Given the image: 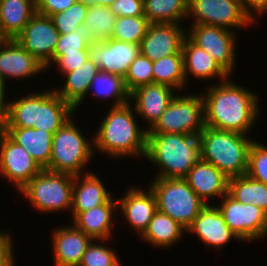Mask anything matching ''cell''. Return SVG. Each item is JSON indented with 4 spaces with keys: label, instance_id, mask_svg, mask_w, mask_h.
<instances>
[{
    "label": "cell",
    "instance_id": "cell-1",
    "mask_svg": "<svg viewBox=\"0 0 267 266\" xmlns=\"http://www.w3.org/2000/svg\"><path fill=\"white\" fill-rule=\"evenodd\" d=\"M208 88L202 93L205 126L249 135L261 112L257 94L230 77Z\"/></svg>",
    "mask_w": 267,
    "mask_h": 266
},
{
    "label": "cell",
    "instance_id": "cell-2",
    "mask_svg": "<svg viewBox=\"0 0 267 266\" xmlns=\"http://www.w3.org/2000/svg\"><path fill=\"white\" fill-rule=\"evenodd\" d=\"M109 110L94 135V151L98 149L114 159L145 158L148 131L137 125L132 104L112 106Z\"/></svg>",
    "mask_w": 267,
    "mask_h": 266
},
{
    "label": "cell",
    "instance_id": "cell-3",
    "mask_svg": "<svg viewBox=\"0 0 267 266\" xmlns=\"http://www.w3.org/2000/svg\"><path fill=\"white\" fill-rule=\"evenodd\" d=\"M145 158L160 168L155 178L184 179L201 159L199 137L190 134L147 133Z\"/></svg>",
    "mask_w": 267,
    "mask_h": 266
},
{
    "label": "cell",
    "instance_id": "cell-4",
    "mask_svg": "<svg viewBox=\"0 0 267 266\" xmlns=\"http://www.w3.org/2000/svg\"><path fill=\"white\" fill-rule=\"evenodd\" d=\"M198 137L201 160L214 165L227 178L247 173L248 151L254 141L250 136L205 126Z\"/></svg>",
    "mask_w": 267,
    "mask_h": 266
},
{
    "label": "cell",
    "instance_id": "cell-5",
    "mask_svg": "<svg viewBox=\"0 0 267 266\" xmlns=\"http://www.w3.org/2000/svg\"><path fill=\"white\" fill-rule=\"evenodd\" d=\"M72 117L53 134L52 152L46 170L78 176L93 156L94 143L88 142ZM83 171V172H82Z\"/></svg>",
    "mask_w": 267,
    "mask_h": 266
},
{
    "label": "cell",
    "instance_id": "cell-6",
    "mask_svg": "<svg viewBox=\"0 0 267 266\" xmlns=\"http://www.w3.org/2000/svg\"><path fill=\"white\" fill-rule=\"evenodd\" d=\"M157 210L168 215L187 230L206 206L184 179L155 178L149 186Z\"/></svg>",
    "mask_w": 267,
    "mask_h": 266
},
{
    "label": "cell",
    "instance_id": "cell-7",
    "mask_svg": "<svg viewBox=\"0 0 267 266\" xmlns=\"http://www.w3.org/2000/svg\"><path fill=\"white\" fill-rule=\"evenodd\" d=\"M74 176L43 169L21 190L29 204L41 213L72 208Z\"/></svg>",
    "mask_w": 267,
    "mask_h": 266
},
{
    "label": "cell",
    "instance_id": "cell-8",
    "mask_svg": "<svg viewBox=\"0 0 267 266\" xmlns=\"http://www.w3.org/2000/svg\"><path fill=\"white\" fill-rule=\"evenodd\" d=\"M178 95L148 133H175L198 136L205 128L202 94Z\"/></svg>",
    "mask_w": 267,
    "mask_h": 266
},
{
    "label": "cell",
    "instance_id": "cell-9",
    "mask_svg": "<svg viewBox=\"0 0 267 266\" xmlns=\"http://www.w3.org/2000/svg\"><path fill=\"white\" fill-rule=\"evenodd\" d=\"M187 17L193 19L192 24L219 26L232 31L254 24L241 0H189Z\"/></svg>",
    "mask_w": 267,
    "mask_h": 266
},
{
    "label": "cell",
    "instance_id": "cell-10",
    "mask_svg": "<svg viewBox=\"0 0 267 266\" xmlns=\"http://www.w3.org/2000/svg\"><path fill=\"white\" fill-rule=\"evenodd\" d=\"M215 205L230 230L240 241L264 239L267 235V213L253 204L237 202L228 193Z\"/></svg>",
    "mask_w": 267,
    "mask_h": 266
},
{
    "label": "cell",
    "instance_id": "cell-11",
    "mask_svg": "<svg viewBox=\"0 0 267 266\" xmlns=\"http://www.w3.org/2000/svg\"><path fill=\"white\" fill-rule=\"evenodd\" d=\"M186 36L198 47L204 49L231 77L235 68V31L224 27L192 24Z\"/></svg>",
    "mask_w": 267,
    "mask_h": 266
},
{
    "label": "cell",
    "instance_id": "cell-12",
    "mask_svg": "<svg viewBox=\"0 0 267 266\" xmlns=\"http://www.w3.org/2000/svg\"><path fill=\"white\" fill-rule=\"evenodd\" d=\"M60 38L51 17L36 13L15 38L46 69L52 66V57Z\"/></svg>",
    "mask_w": 267,
    "mask_h": 266
},
{
    "label": "cell",
    "instance_id": "cell-13",
    "mask_svg": "<svg viewBox=\"0 0 267 266\" xmlns=\"http://www.w3.org/2000/svg\"><path fill=\"white\" fill-rule=\"evenodd\" d=\"M43 169L24 150L0 130V176L13 182L21 190L35 175Z\"/></svg>",
    "mask_w": 267,
    "mask_h": 266
},
{
    "label": "cell",
    "instance_id": "cell-14",
    "mask_svg": "<svg viewBox=\"0 0 267 266\" xmlns=\"http://www.w3.org/2000/svg\"><path fill=\"white\" fill-rule=\"evenodd\" d=\"M89 58L102 72L119 75L123 78L128 73L130 64L141 53L140 44L108 39L91 41Z\"/></svg>",
    "mask_w": 267,
    "mask_h": 266
},
{
    "label": "cell",
    "instance_id": "cell-15",
    "mask_svg": "<svg viewBox=\"0 0 267 266\" xmlns=\"http://www.w3.org/2000/svg\"><path fill=\"white\" fill-rule=\"evenodd\" d=\"M182 26L178 23H150L140 43L141 54L151 61L183 54L182 44L187 30Z\"/></svg>",
    "mask_w": 267,
    "mask_h": 266
},
{
    "label": "cell",
    "instance_id": "cell-16",
    "mask_svg": "<svg viewBox=\"0 0 267 266\" xmlns=\"http://www.w3.org/2000/svg\"><path fill=\"white\" fill-rule=\"evenodd\" d=\"M186 232L194 233L205 247L218 250L225 247L232 239L240 240L225 223L215 204L206 205L192 222Z\"/></svg>",
    "mask_w": 267,
    "mask_h": 266
},
{
    "label": "cell",
    "instance_id": "cell-17",
    "mask_svg": "<svg viewBox=\"0 0 267 266\" xmlns=\"http://www.w3.org/2000/svg\"><path fill=\"white\" fill-rule=\"evenodd\" d=\"M173 88L152 83L136 88L130 93V103L135 104V112L144 118L150 130L164 113L177 94ZM134 100V102H133Z\"/></svg>",
    "mask_w": 267,
    "mask_h": 266
},
{
    "label": "cell",
    "instance_id": "cell-18",
    "mask_svg": "<svg viewBox=\"0 0 267 266\" xmlns=\"http://www.w3.org/2000/svg\"><path fill=\"white\" fill-rule=\"evenodd\" d=\"M129 188L121 198L116 199L117 207L120 208L127 224L141 236L157 211L156 199L149 187L147 191L135 186Z\"/></svg>",
    "mask_w": 267,
    "mask_h": 266
},
{
    "label": "cell",
    "instance_id": "cell-19",
    "mask_svg": "<svg viewBox=\"0 0 267 266\" xmlns=\"http://www.w3.org/2000/svg\"><path fill=\"white\" fill-rule=\"evenodd\" d=\"M44 66L17 39H8L0 48V79H27L44 72Z\"/></svg>",
    "mask_w": 267,
    "mask_h": 266
},
{
    "label": "cell",
    "instance_id": "cell-20",
    "mask_svg": "<svg viewBox=\"0 0 267 266\" xmlns=\"http://www.w3.org/2000/svg\"><path fill=\"white\" fill-rule=\"evenodd\" d=\"M92 238L74 225L57 227L52 233L55 266H79Z\"/></svg>",
    "mask_w": 267,
    "mask_h": 266
},
{
    "label": "cell",
    "instance_id": "cell-21",
    "mask_svg": "<svg viewBox=\"0 0 267 266\" xmlns=\"http://www.w3.org/2000/svg\"><path fill=\"white\" fill-rule=\"evenodd\" d=\"M184 180L206 205H209V198H222L228 193L229 178L214 165L201 159L193 165Z\"/></svg>",
    "mask_w": 267,
    "mask_h": 266
},
{
    "label": "cell",
    "instance_id": "cell-22",
    "mask_svg": "<svg viewBox=\"0 0 267 266\" xmlns=\"http://www.w3.org/2000/svg\"><path fill=\"white\" fill-rule=\"evenodd\" d=\"M111 192L94 172H85L74 176L72 188V218L80 212L88 211L106 203L111 198Z\"/></svg>",
    "mask_w": 267,
    "mask_h": 266
},
{
    "label": "cell",
    "instance_id": "cell-23",
    "mask_svg": "<svg viewBox=\"0 0 267 266\" xmlns=\"http://www.w3.org/2000/svg\"><path fill=\"white\" fill-rule=\"evenodd\" d=\"M114 200L115 197L112 196L106 203L88 211L80 212L73 219L74 223L72 224L93 240H111L113 225H115L114 213L118 209L117 200Z\"/></svg>",
    "mask_w": 267,
    "mask_h": 266
},
{
    "label": "cell",
    "instance_id": "cell-24",
    "mask_svg": "<svg viewBox=\"0 0 267 266\" xmlns=\"http://www.w3.org/2000/svg\"><path fill=\"white\" fill-rule=\"evenodd\" d=\"M75 109L65 102L54 90L37 93V122L34 129L54 134L73 116Z\"/></svg>",
    "mask_w": 267,
    "mask_h": 266
},
{
    "label": "cell",
    "instance_id": "cell-25",
    "mask_svg": "<svg viewBox=\"0 0 267 266\" xmlns=\"http://www.w3.org/2000/svg\"><path fill=\"white\" fill-rule=\"evenodd\" d=\"M182 53L186 83L192 75L197 80H213L219 77L222 81L230 76L220 67L204 49L194 44L187 36L183 40ZM190 74V75H189ZM189 76V77H188Z\"/></svg>",
    "mask_w": 267,
    "mask_h": 266
},
{
    "label": "cell",
    "instance_id": "cell-26",
    "mask_svg": "<svg viewBox=\"0 0 267 266\" xmlns=\"http://www.w3.org/2000/svg\"><path fill=\"white\" fill-rule=\"evenodd\" d=\"M2 131L39 164L42 169L49 166L53 134L34 128H3Z\"/></svg>",
    "mask_w": 267,
    "mask_h": 266
},
{
    "label": "cell",
    "instance_id": "cell-27",
    "mask_svg": "<svg viewBox=\"0 0 267 266\" xmlns=\"http://www.w3.org/2000/svg\"><path fill=\"white\" fill-rule=\"evenodd\" d=\"M99 72V67L88 58L77 69L65 73L64 76L66 78L63 88H54V91L77 110L88 95L92 80Z\"/></svg>",
    "mask_w": 267,
    "mask_h": 266
},
{
    "label": "cell",
    "instance_id": "cell-28",
    "mask_svg": "<svg viewBox=\"0 0 267 266\" xmlns=\"http://www.w3.org/2000/svg\"><path fill=\"white\" fill-rule=\"evenodd\" d=\"M36 14V0H0V28L15 39Z\"/></svg>",
    "mask_w": 267,
    "mask_h": 266
},
{
    "label": "cell",
    "instance_id": "cell-29",
    "mask_svg": "<svg viewBox=\"0 0 267 266\" xmlns=\"http://www.w3.org/2000/svg\"><path fill=\"white\" fill-rule=\"evenodd\" d=\"M186 230L174 219L156 211L140 239L160 248H169L178 243Z\"/></svg>",
    "mask_w": 267,
    "mask_h": 266
},
{
    "label": "cell",
    "instance_id": "cell-30",
    "mask_svg": "<svg viewBox=\"0 0 267 266\" xmlns=\"http://www.w3.org/2000/svg\"><path fill=\"white\" fill-rule=\"evenodd\" d=\"M228 194L237 202L253 204L267 213V185L247 174L229 178Z\"/></svg>",
    "mask_w": 267,
    "mask_h": 266
},
{
    "label": "cell",
    "instance_id": "cell-31",
    "mask_svg": "<svg viewBox=\"0 0 267 266\" xmlns=\"http://www.w3.org/2000/svg\"><path fill=\"white\" fill-rule=\"evenodd\" d=\"M189 0H144V15L150 23H178L188 18Z\"/></svg>",
    "mask_w": 267,
    "mask_h": 266
},
{
    "label": "cell",
    "instance_id": "cell-32",
    "mask_svg": "<svg viewBox=\"0 0 267 266\" xmlns=\"http://www.w3.org/2000/svg\"><path fill=\"white\" fill-rule=\"evenodd\" d=\"M153 83L166 85L174 90L186 86L183 54H174L153 61Z\"/></svg>",
    "mask_w": 267,
    "mask_h": 266
},
{
    "label": "cell",
    "instance_id": "cell-33",
    "mask_svg": "<svg viewBox=\"0 0 267 266\" xmlns=\"http://www.w3.org/2000/svg\"><path fill=\"white\" fill-rule=\"evenodd\" d=\"M90 90L100 100L114 99L112 106L130 102V93L126 89L124 78L119 75L100 71L92 80L89 92Z\"/></svg>",
    "mask_w": 267,
    "mask_h": 266
},
{
    "label": "cell",
    "instance_id": "cell-34",
    "mask_svg": "<svg viewBox=\"0 0 267 266\" xmlns=\"http://www.w3.org/2000/svg\"><path fill=\"white\" fill-rule=\"evenodd\" d=\"M116 18L109 7L91 5L88 8L83 28L91 41H106L112 38Z\"/></svg>",
    "mask_w": 267,
    "mask_h": 266
},
{
    "label": "cell",
    "instance_id": "cell-35",
    "mask_svg": "<svg viewBox=\"0 0 267 266\" xmlns=\"http://www.w3.org/2000/svg\"><path fill=\"white\" fill-rule=\"evenodd\" d=\"M4 128H33L37 122V93L10 101Z\"/></svg>",
    "mask_w": 267,
    "mask_h": 266
},
{
    "label": "cell",
    "instance_id": "cell-36",
    "mask_svg": "<svg viewBox=\"0 0 267 266\" xmlns=\"http://www.w3.org/2000/svg\"><path fill=\"white\" fill-rule=\"evenodd\" d=\"M150 22L146 16L117 17L112 33V39L140 44L146 35Z\"/></svg>",
    "mask_w": 267,
    "mask_h": 266
},
{
    "label": "cell",
    "instance_id": "cell-37",
    "mask_svg": "<svg viewBox=\"0 0 267 266\" xmlns=\"http://www.w3.org/2000/svg\"><path fill=\"white\" fill-rule=\"evenodd\" d=\"M89 6L76 1L67 10L55 13L51 16L57 31L60 34L71 33L83 27Z\"/></svg>",
    "mask_w": 267,
    "mask_h": 266
},
{
    "label": "cell",
    "instance_id": "cell-38",
    "mask_svg": "<svg viewBox=\"0 0 267 266\" xmlns=\"http://www.w3.org/2000/svg\"><path fill=\"white\" fill-rule=\"evenodd\" d=\"M126 89L129 93L136 88L153 83V61L141 53L130 64L124 78Z\"/></svg>",
    "mask_w": 267,
    "mask_h": 266
},
{
    "label": "cell",
    "instance_id": "cell-39",
    "mask_svg": "<svg viewBox=\"0 0 267 266\" xmlns=\"http://www.w3.org/2000/svg\"><path fill=\"white\" fill-rule=\"evenodd\" d=\"M105 240H93L83 254L79 266H122L117 253L111 247H107ZM95 243V244H94Z\"/></svg>",
    "mask_w": 267,
    "mask_h": 266
},
{
    "label": "cell",
    "instance_id": "cell-40",
    "mask_svg": "<svg viewBox=\"0 0 267 266\" xmlns=\"http://www.w3.org/2000/svg\"><path fill=\"white\" fill-rule=\"evenodd\" d=\"M90 43L91 40L83 27L72 31L71 33L60 34V38L52 57V65H54L53 62L62 55L89 52L88 48Z\"/></svg>",
    "mask_w": 267,
    "mask_h": 266
},
{
    "label": "cell",
    "instance_id": "cell-41",
    "mask_svg": "<svg viewBox=\"0 0 267 266\" xmlns=\"http://www.w3.org/2000/svg\"><path fill=\"white\" fill-rule=\"evenodd\" d=\"M250 178L267 185V146L253 141L248 151V170Z\"/></svg>",
    "mask_w": 267,
    "mask_h": 266
},
{
    "label": "cell",
    "instance_id": "cell-42",
    "mask_svg": "<svg viewBox=\"0 0 267 266\" xmlns=\"http://www.w3.org/2000/svg\"><path fill=\"white\" fill-rule=\"evenodd\" d=\"M143 5L144 0H115L109 9L116 17L145 16Z\"/></svg>",
    "mask_w": 267,
    "mask_h": 266
},
{
    "label": "cell",
    "instance_id": "cell-43",
    "mask_svg": "<svg viewBox=\"0 0 267 266\" xmlns=\"http://www.w3.org/2000/svg\"><path fill=\"white\" fill-rule=\"evenodd\" d=\"M89 58V52H78L72 54H65L58 57L53 63L56 65L58 70L62 73H68L77 69L82 63Z\"/></svg>",
    "mask_w": 267,
    "mask_h": 266
},
{
    "label": "cell",
    "instance_id": "cell-44",
    "mask_svg": "<svg viewBox=\"0 0 267 266\" xmlns=\"http://www.w3.org/2000/svg\"><path fill=\"white\" fill-rule=\"evenodd\" d=\"M77 0H36V13L51 17L53 14L67 10Z\"/></svg>",
    "mask_w": 267,
    "mask_h": 266
},
{
    "label": "cell",
    "instance_id": "cell-45",
    "mask_svg": "<svg viewBox=\"0 0 267 266\" xmlns=\"http://www.w3.org/2000/svg\"><path fill=\"white\" fill-rule=\"evenodd\" d=\"M12 239L6 231L0 234V266H15Z\"/></svg>",
    "mask_w": 267,
    "mask_h": 266
},
{
    "label": "cell",
    "instance_id": "cell-46",
    "mask_svg": "<svg viewBox=\"0 0 267 266\" xmlns=\"http://www.w3.org/2000/svg\"><path fill=\"white\" fill-rule=\"evenodd\" d=\"M241 4L254 22L259 15L263 16L267 13V0H241Z\"/></svg>",
    "mask_w": 267,
    "mask_h": 266
},
{
    "label": "cell",
    "instance_id": "cell-47",
    "mask_svg": "<svg viewBox=\"0 0 267 266\" xmlns=\"http://www.w3.org/2000/svg\"><path fill=\"white\" fill-rule=\"evenodd\" d=\"M6 82L0 79V130H2L6 124L8 111H9V104L10 102H6Z\"/></svg>",
    "mask_w": 267,
    "mask_h": 266
},
{
    "label": "cell",
    "instance_id": "cell-48",
    "mask_svg": "<svg viewBox=\"0 0 267 266\" xmlns=\"http://www.w3.org/2000/svg\"><path fill=\"white\" fill-rule=\"evenodd\" d=\"M115 0H97V5L109 7Z\"/></svg>",
    "mask_w": 267,
    "mask_h": 266
},
{
    "label": "cell",
    "instance_id": "cell-49",
    "mask_svg": "<svg viewBox=\"0 0 267 266\" xmlns=\"http://www.w3.org/2000/svg\"><path fill=\"white\" fill-rule=\"evenodd\" d=\"M9 38L2 32V29L0 28V48L5 44V42Z\"/></svg>",
    "mask_w": 267,
    "mask_h": 266
},
{
    "label": "cell",
    "instance_id": "cell-50",
    "mask_svg": "<svg viewBox=\"0 0 267 266\" xmlns=\"http://www.w3.org/2000/svg\"><path fill=\"white\" fill-rule=\"evenodd\" d=\"M77 1L83 2L88 6L97 5V0H77Z\"/></svg>",
    "mask_w": 267,
    "mask_h": 266
}]
</instances>
